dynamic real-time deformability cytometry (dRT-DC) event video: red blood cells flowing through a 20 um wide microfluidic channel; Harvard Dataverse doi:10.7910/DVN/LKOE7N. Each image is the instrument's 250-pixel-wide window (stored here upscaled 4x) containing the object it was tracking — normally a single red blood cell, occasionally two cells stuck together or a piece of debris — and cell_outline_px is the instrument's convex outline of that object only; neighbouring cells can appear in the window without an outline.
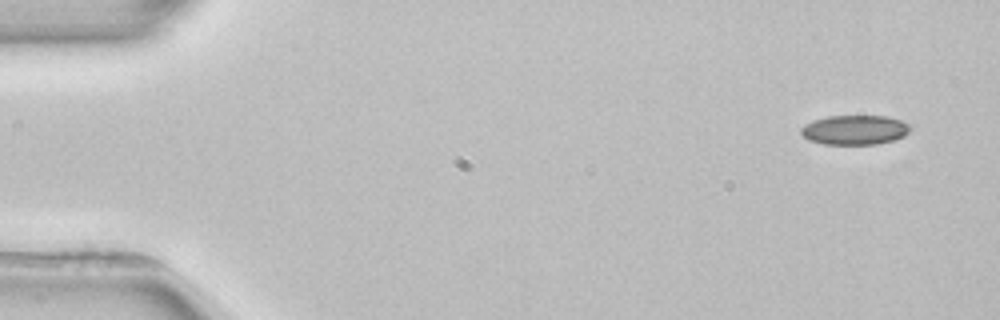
{"species": "common noctule bat (a hibernating species)", "species_latin": "Nyctalus noctula", "temperature_condition": "room temperature", "stored_images_in_passage": 5, "camera_frame_rate_fps": 3000, "um_per_image_px": 0.085, "animal": {"sex": "female", "body_mass_g": 22.7, "forearm_length_mm": 54.2}, "frame": {"image": 1, "passage_image": 1, "time_ms": 0.0, "image_size_px": [1000, 320], "cell_outline_px": [[912, 128], [904, 136], [892, 140], [876, 144], [824, 144], [808, 140], [800, 132], [800, 128], [804, 124], [812, 120], [828, 116], [884, 116], [900, 120], [912, 124]], "centroid_in_image_um": [72.65, 11.03], "position_along_channel_um": 12.4, "area_um2": 18.9}}
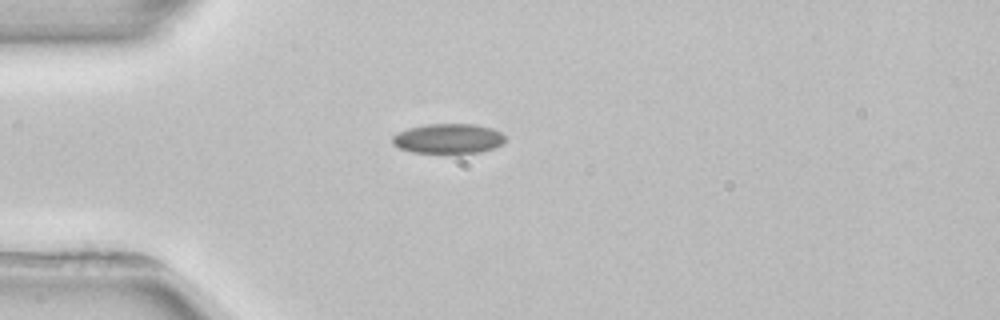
{"frame": {"image": 2, "passage_image": 4, "time_ms": 3.667, "image_size_px": [1000, 320], "cell_outline_px": [[504, 144], [480, 152], [412, 152], [400, 148], [392, 144], [392, 136], [396, 132], [408, 128], [428, 124], [476, 124], [492, 128], [500, 132], [504, 136]], "centroid_in_image_um": [38.08, 11.76], "position_along_channel_um": 46.9, "area_um2": 19.48}}